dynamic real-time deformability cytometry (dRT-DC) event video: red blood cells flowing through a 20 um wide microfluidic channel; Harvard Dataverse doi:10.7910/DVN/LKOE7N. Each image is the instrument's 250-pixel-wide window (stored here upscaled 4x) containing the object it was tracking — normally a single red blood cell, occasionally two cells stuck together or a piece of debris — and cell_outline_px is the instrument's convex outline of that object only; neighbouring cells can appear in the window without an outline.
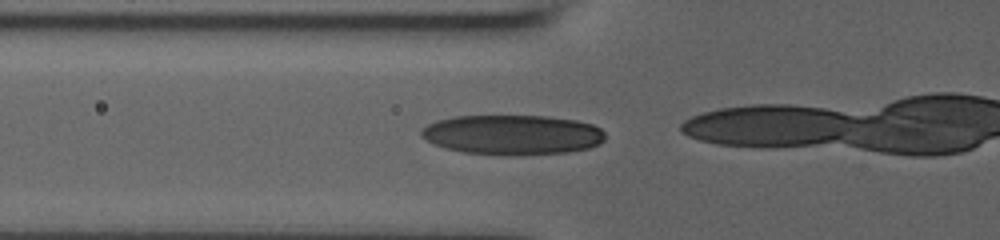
{"species": "human", "species_latin": "Homo sapiens", "temperature_condition": "room temperature", "stored_images_in_passage": 24, "camera_frame_rate_fps": 3000, "um_per_image_px": 0.085, "donor": {"sex": "male"}, "frame": {"image": 1, "passage_image": 17, "time_ms": 5.333, "image_size_px": [1000, 240], "cell_outline_px": [[604, 140], [600, 144], [588, 148], [568, 152], [512, 156], [504, 156], [464, 152], [448, 148], [436, 144], [420, 136], [420, 128], [436, 120], [456, 116], [548, 116], [576, 120], [592, 124], [600, 128], [604, 132]], "centroid_in_image_um": [43.56, 11.46], "position_along_channel_um": 82.2, "area_um2": 42.95}}